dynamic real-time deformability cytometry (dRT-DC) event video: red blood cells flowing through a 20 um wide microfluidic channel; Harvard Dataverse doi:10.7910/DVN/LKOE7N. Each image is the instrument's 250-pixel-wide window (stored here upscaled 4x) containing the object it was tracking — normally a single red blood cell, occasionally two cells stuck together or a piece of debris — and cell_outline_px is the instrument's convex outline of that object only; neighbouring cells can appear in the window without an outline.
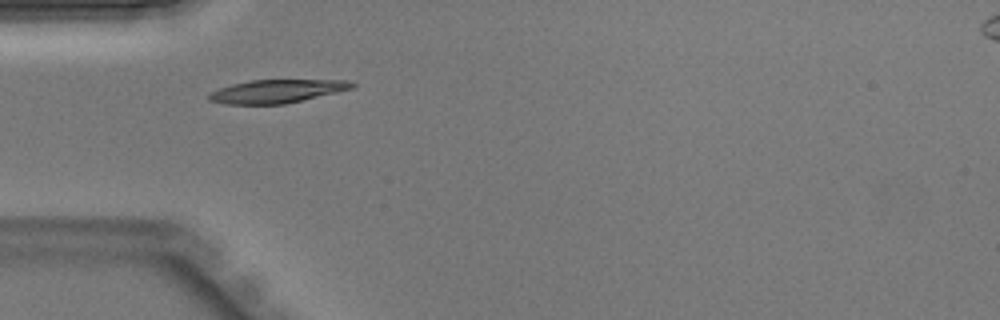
{"species": "Egyptian fruit bat (a non-hibernating species)", "species_latin": "Rousettus aegyptiacus", "temperature_condition": "warm", "stored_images_in_passage": 31, "camera_frame_rate_fps": 3000, "um_per_image_px": 0.085, "animal": {"sex": "male"}, "frame": {"image": 1, "passage_image": 1, "time_ms": 0.0, "image_size_px": [1000, 320], "cell_outline_px": [[356, 84], [352, 88], [336, 92], [284, 104], [224, 104], [208, 100], [208, 92], [232, 84], [252, 80], [348, 80]], "centroid_in_image_um": [23.47, 7.75], "position_along_channel_um": 61.5, "area_um2": 19.25}}
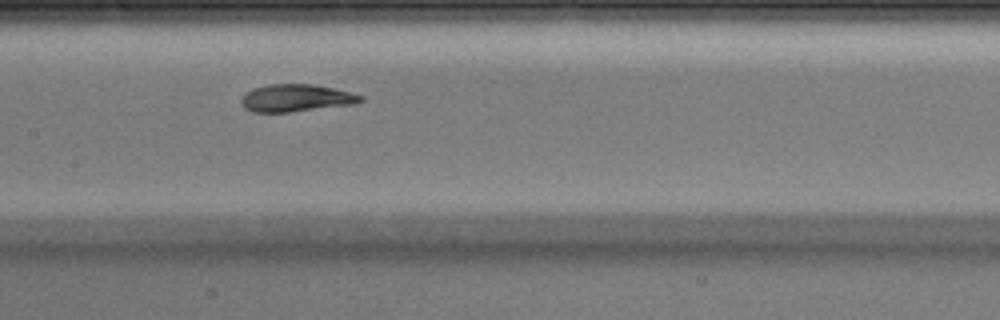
{"frame": {"image": 2, "passage_image": 9, "time_ms": 2.667, "image_size_px": [1000, 320], "cell_outline_px": [[364, 100], [352, 104], [288, 112], [252, 112], [244, 108], [240, 104], [240, 100], [252, 88], [268, 84], [312, 84], [332, 88], [364, 96]], "centroid_in_image_um": [25.12, 8.33], "position_along_channel_um": 182.3, "area_um2": 18.84}}
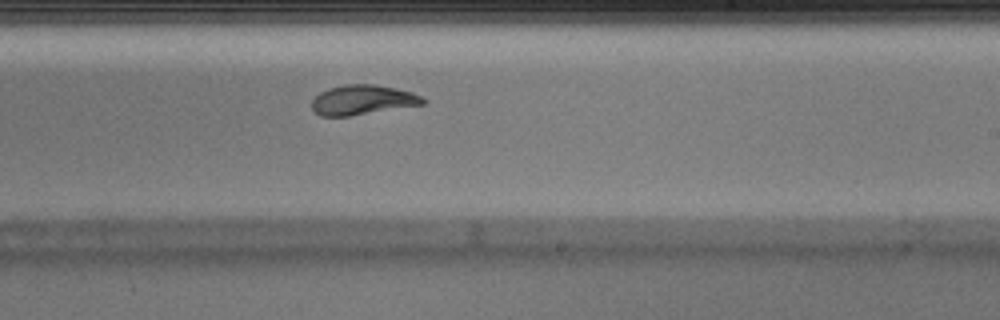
{"frame": {"image": 3, "passage_image": 14, "time_ms": 4.333, "image_size_px": [1000, 320], "cell_outline_px": [[428, 100], [424, 104], [348, 116], [320, 116], [312, 108], [312, 100], [320, 92], [328, 88], [344, 84], [372, 84], [396, 88], [412, 92]], "centroid_in_image_um": [30.82, 8.48], "position_along_channel_um": 258.2, "area_um2": 19.19}}